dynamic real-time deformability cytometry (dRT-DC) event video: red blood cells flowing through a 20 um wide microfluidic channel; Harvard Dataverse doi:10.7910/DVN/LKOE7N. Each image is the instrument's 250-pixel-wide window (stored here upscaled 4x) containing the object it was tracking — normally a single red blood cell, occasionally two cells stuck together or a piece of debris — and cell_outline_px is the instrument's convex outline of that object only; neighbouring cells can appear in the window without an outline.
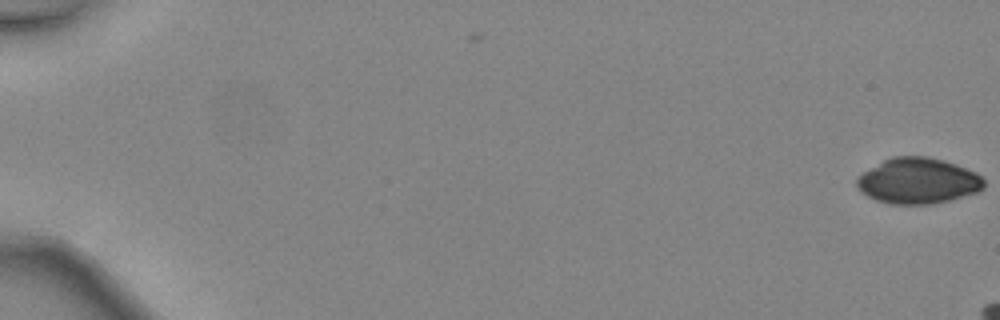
{"species": "common noctule bat (a hibernating species)", "species_latin": "Nyctalus noctula", "temperature_condition": "warm", "stored_images_in_passage": 2, "camera_frame_rate_fps": 3000, "um_per_image_px": 0.085, "animal": {"sex": "female", "body_mass_g": 24.6, "forearm_length_mm": 56.2}, "frame": {"image": 1, "passage_image": 2, "time_ms": 0.333, "image_size_px": [1000, 320], "cell_outline_px": [[984, 188], [976, 192], [948, 200], [932, 204], [888, 204], [876, 200], [868, 196], [856, 184], [856, 176], [884, 160], [892, 156], [928, 156], [944, 160], [956, 164], [976, 172], [984, 180]], "centroid_in_image_um": [78.03, 15.36], "position_along_channel_um": 7.0, "area_um2": 33.81}}